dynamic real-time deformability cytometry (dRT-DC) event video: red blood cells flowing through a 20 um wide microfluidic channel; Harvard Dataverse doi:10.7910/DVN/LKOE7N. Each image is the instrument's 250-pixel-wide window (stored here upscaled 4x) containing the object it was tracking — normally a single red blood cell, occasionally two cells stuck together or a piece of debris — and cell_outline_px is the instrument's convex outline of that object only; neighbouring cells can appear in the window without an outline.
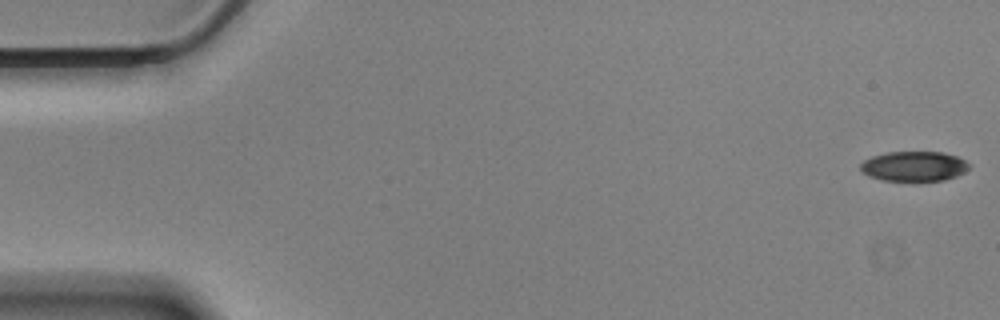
{"species": "Egyptian fruit bat (a non-hibernating species)", "species_latin": "Rousettus aegyptiacus", "temperature_condition": "cold", "stored_images_in_passage": 13, "camera_frame_rate_fps": 3000, "um_per_image_px": 0.085, "animal": {"sex": "male"}, "frame": {"image": 1, "passage_image": 1, "time_ms": 0.0, "image_size_px": [1000, 320], "cell_outline_px": [[972, 164], [964, 172], [956, 176], [944, 180], [880, 180], [868, 176], [860, 168], [860, 164], [864, 160], [872, 156], [888, 152], [944, 152], [956, 156]], "centroid_in_image_um": [77.7, 14.12], "position_along_channel_um": 7.3, "area_um2": 18.84}}